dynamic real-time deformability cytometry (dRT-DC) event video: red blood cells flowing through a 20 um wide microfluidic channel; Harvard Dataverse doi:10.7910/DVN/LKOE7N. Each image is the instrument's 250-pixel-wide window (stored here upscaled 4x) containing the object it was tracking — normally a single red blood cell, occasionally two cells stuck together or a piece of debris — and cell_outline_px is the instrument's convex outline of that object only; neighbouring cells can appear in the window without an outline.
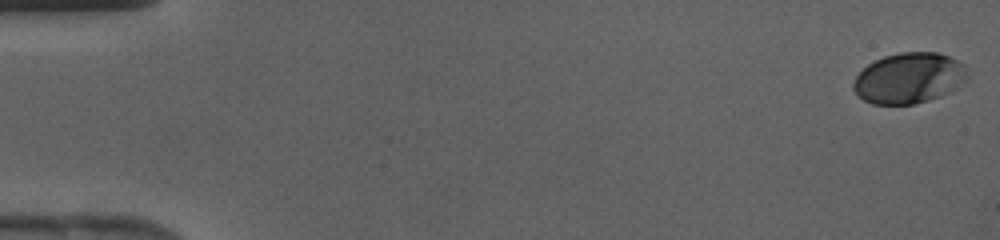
{"species": "human", "species_latin": "Homo sapiens", "temperature_condition": "cold", "stored_images_in_passage": 43, "camera_frame_rate_fps": 3000, "um_per_image_px": 0.085, "donor": {"sex": "female"}, "frame": {"image": 1, "passage_image": 1, "time_ms": 0.0, "image_size_px": [1000, 240], "cell_outline_px": [[968, 80], [940, 96], [916, 104], [872, 104], [864, 100], [852, 88], [852, 84], [856, 76], [868, 64], [884, 56], [900, 52], [940, 52], [964, 64], [968, 76]], "centroid_in_image_um": [77.27, 6.63], "position_along_channel_um": 7.7, "area_um2": 33.58}}
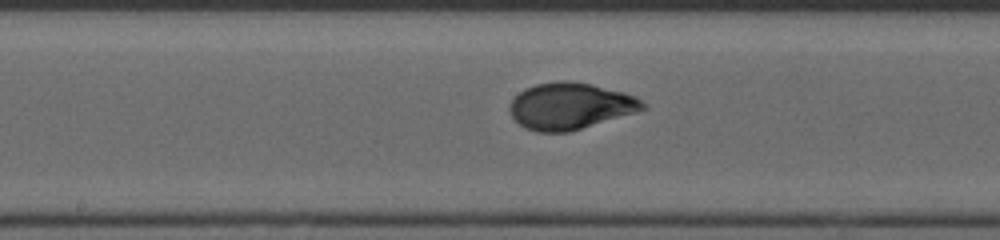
{"frame": {"image": 2, "passage_image": 23, "time_ms": 7.333, "image_size_px": [1000, 240], "cell_outline_px": [[648, 108], [636, 112], [568, 132], [536, 132], [524, 128], [512, 116], [508, 108], [512, 100], [524, 88], [536, 84], [560, 80], [568, 80], [592, 84], [624, 92], [636, 96], [648, 104]], "centroid_in_image_um": [48.49, 9.0], "position_along_channel_um": 199.7, "area_um2": 36.24}}
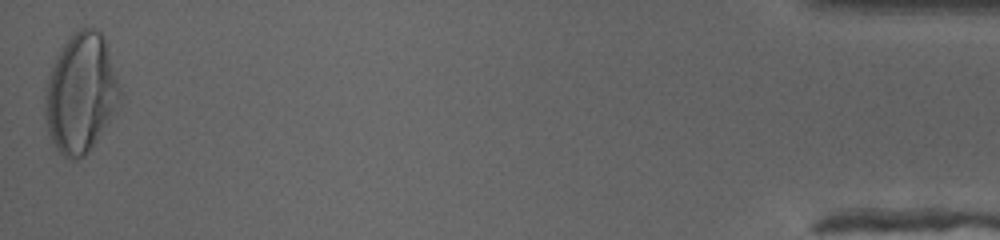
{"frame": {"image": 3, "passage_image": 43, "time_ms": 14.0, "image_size_px": [1000, 240], "cell_outline_px": [[120, 100], [116, 112], [88, 152], [84, 156], [72, 160], [64, 156], [56, 148], [48, 132], [44, 116], [44, 96], [48, 76], [56, 56], [60, 48], [80, 28], [96, 28], [104, 36], [120, 92]], "centroid_in_image_um": [6.85, 7.94], "position_along_channel_um": 428.4, "area_um2": 51.73}}